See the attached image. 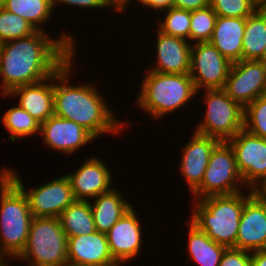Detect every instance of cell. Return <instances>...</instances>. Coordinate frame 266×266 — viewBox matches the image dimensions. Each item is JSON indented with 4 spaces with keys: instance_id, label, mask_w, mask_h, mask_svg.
Masks as SVG:
<instances>
[{
    "instance_id": "7",
    "label": "cell",
    "mask_w": 266,
    "mask_h": 266,
    "mask_svg": "<svg viewBox=\"0 0 266 266\" xmlns=\"http://www.w3.org/2000/svg\"><path fill=\"white\" fill-rule=\"evenodd\" d=\"M235 153L228 141H219L211 151L201 184L191 193L192 200L212 195H230L245 191Z\"/></svg>"
},
{
    "instance_id": "24",
    "label": "cell",
    "mask_w": 266,
    "mask_h": 266,
    "mask_svg": "<svg viewBox=\"0 0 266 266\" xmlns=\"http://www.w3.org/2000/svg\"><path fill=\"white\" fill-rule=\"evenodd\" d=\"M59 220L67 237L96 232L90 201L75 200L60 214Z\"/></svg>"
},
{
    "instance_id": "28",
    "label": "cell",
    "mask_w": 266,
    "mask_h": 266,
    "mask_svg": "<svg viewBox=\"0 0 266 266\" xmlns=\"http://www.w3.org/2000/svg\"><path fill=\"white\" fill-rule=\"evenodd\" d=\"M36 31L24 18L0 6V44L28 37Z\"/></svg>"
},
{
    "instance_id": "22",
    "label": "cell",
    "mask_w": 266,
    "mask_h": 266,
    "mask_svg": "<svg viewBox=\"0 0 266 266\" xmlns=\"http://www.w3.org/2000/svg\"><path fill=\"white\" fill-rule=\"evenodd\" d=\"M187 247L188 256L195 265L219 266L221 257L226 246L210 239L205 232L201 231L189 220Z\"/></svg>"
},
{
    "instance_id": "40",
    "label": "cell",
    "mask_w": 266,
    "mask_h": 266,
    "mask_svg": "<svg viewBox=\"0 0 266 266\" xmlns=\"http://www.w3.org/2000/svg\"><path fill=\"white\" fill-rule=\"evenodd\" d=\"M260 6H266V0H256Z\"/></svg>"
},
{
    "instance_id": "23",
    "label": "cell",
    "mask_w": 266,
    "mask_h": 266,
    "mask_svg": "<svg viewBox=\"0 0 266 266\" xmlns=\"http://www.w3.org/2000/svg\"><path fill=\"white\" fill-rule=\"evenodd\" d=\"M266 45V6L245 18L242 60H262Z\"/></svg>"
},
{
    "instance_id": "34",
    "label": "cell",
    "mask_w": 266,
    "mask_h": 266,
    "mask_svg": "<svg viewBox=\"0 0 266 266\" xmlns=\"http://www.w3.org/2000/svg\"><path fill=\"white\" fill-rule=\"evenodd\" d=\"M210 5V0H173V7L184 10H197Z\"/></svg>"
},
{
    "instance_id": "1",
    "label": "cell",
    "mask_w": 266,
    "mask_h": 266,
    "mask_svg": "<svg viewBox=\"0 0 266 266\" xmlns=\"http://www.w3.org/2000/svg\"><path fill=\"white\" fill-rule=\"evenodd\" d=\"M49 33L37 30L28 37L0 44L1 95L47 79L76 54L73 35L63 32L55 39Z\"/></svg>"
},
{
    "instance_id": "39",
    "label": "cell",
    "mask_w": 266,
    "mask_h": 266,
    "mask_svg": "<svg viewBox=\"0 0 266 266\" xmlns=\"http://www.w3.org/2000/svg\"><path fill=\"white\" fill-rule=\"evenodd\" d=\"M143 1H144V0H134V1H133V0H130V3H131L130 5H132V2H134V3L136 2L135 4H136V7H137V6H139Z\"/></svg>"
},
{
    "instance_id": "36",
    "label": "cell",
    "mask_w": 266,
    "mask_h": 266,
    "mask_svg": "<svg viewBox=\"0 0 266 266\" xmlns=\"http://www.w3.org/2000/svg\"><path fill=\"white\" fill-rule=\"evenodd\" d=\"M105 3L117 13L125 12L130 5V0H104ZM128 5V6H127Z\"/></svg>"
},
{
    "instance_id": "30",
    "label": "cell",
    "mask_w": 266,
    "mask_h": 266,
    "mask_svg": "<svg viewBox=\"0 0 266 266\" xmlns=\"http://www.w3.org/2000/svg\"><path fill=\"white\" fill-rule=\"evenodd\" d=\"M244 129L266 139V97L260 96L244 107Z\"/></svg>"
},
{
    "instance_id": "33",
    "label": "cell",
    "mask_w": 266,
    "mask_h": 266,
    "mask_svg": "<svg viewBox=\"0 0 266 266\" xmlns=\"http://www.w3.org/2000/svg\"><path fill=\"white\" fill-rule=\"evenodd\" d=\"M67 4L66 6H73V8L77 9H110V7L105 3L104 0H52V5H53V9L55 12V9L58 8V6L60 7L61 4ZM58 5V6H57ZM77 7V8H76Z\"/></svg>"
},
{
    "instance_id": "17",
    "label": "cell",
    "mask_w": 266,
    "mask_h": 266,
    "mask_svg": "<svg viewBox=\"0 0 266 266\" xmlns=\"http://www.w3.org/2000/svg\"><path fill=\"white\" fill-rule=\"evenodd\" d=\"M192 133L190 140L182 146L181 163L178 165L191 193L201 184L211 151L219 142L217 138Z\"/></svg>"
},
{
    "instance_id": "10",
    "label": "cell",
    "mask_w": 266,
    "mask_h": 266,
    "mask_svg": "<svg viewBox=\"0 0 266 266\" xmlns=\"http://www.w3.org/2000/svg\"><path fill=\"white\" fill-rule=\"evenodd\" d=\"M228 142L245 186L253 190L266 179V139L242 129Z\"/></svg>"
},
{
    "instance_id": "21",
    "label": "cell",
    "mask_w": 266,
    "mask_h": 266,
    "mask_svg": "<svg viewBox=\"0 0 266 266\" xmlns=\"http://www.w3.org/2000/svg\"><path fill=\"white\" fill-rule=\"evenodd\" d=\"M118 189L115 186L95 197V200H90L95 229L98 232L107 233L134 206Z\"/></svg>"
},
{
    "instance_id": "27",
    "label": "cell",
    "mask_w": 266,
    "mask_h": 266,
    "mask_svg": "<svg viewBox=\"0 0 266 266\" xmlns=\"http://www.w3.org/2000/svg\"><path fill=\"white\" fill-rule=\"evenodd\" d=\"M163 13L165 15L163 18H157V28L162 33L189 41L191 11L171 7L160 14L162 15Z\"/></svg>"
},
{
    "instance_id": "15",
    "label": "cell",
    "mask_w": 266,
    "mask_h": 266,
    "mask_svg": "<svg viewBox=\"0 0 266 266\" xmlns=\"http://www.w3.org/2000/svg\"><path fill=\"white\" fill-rule=\"evenodd\" d=\"M233 248L249 252L266 250V202L254 192L245 200Z\"/></svg>"
},
{
    "instance_id": "12",
    "label": "cell",
    "mask_w": 266,
    "mask_h": 266,
    "mask_svg": "<svg viewBox=\"0 0 266 266\" xmlns=\"http://www.w3.org/2000/svg\"><path fill=\"white\" fill-rule=\"evenodd\" d=\"M143 227L134 206L106 233L113 259L123 266L142 253Z\"/></svg>"
},
{
    "instance_id": "42",
    "label": "cell",
    "mask_w": 266,
    "mask_h": 266,
    "mask_svg": "<svg viewBox=\"0 0 266 266\" xmlns=\"http://www.w3.org/2000/svg\"><path fill=\"white\" fill-rule=\"evenodd\" d=\"M6 0H0V6L5 2Z\"/></svg>"
},
{
    "instance_id": "6",
    "label": "cell",
    "mask_w": 266,
    "mask_h": 266,
    "mask_svg": "<svg viewBox=\"0 0 266 266\" xmlns=\"http://www.w3.org/2000/svg\"><path fill=\"white\" fill-rule=\"evenodd\" d=\"M202 94L206 111L193 132L228 141L244 129V107L224 89H204Z\"/></svg>"
},
{
    "instance_id": "9",
    "label": "cell",
    "mask_w": 266,
    "mask_h": 266,
    "mask_svg": "<svg viewBox=\"0 0 266 266\" xmlns=\"http://www.w3.org/2000/svg\"><path fill=\"white\" fill-rule=\"evenodd\" d=\"M232 62L210 42L191 44L190 72L197 95L204 89H224Z\"/></svg>"
},
{
    "instance_id": "25",
    "label": "cell",
    "mask_w": 266,
    "mask_h": 266,
    "mask_svg": "<svg viewBox=\"0 0 266 266\" xmlns=\"http://www.w3.org/2000/svg\"><path fill=\"white\" fill-rule=\"evenodd\" d=\"M1 6L7 11L21 16L41 31L48 32L45 30L46 22L51 21L54 16L52 0H6Z\"/></svg>"
},
{
    "instance_id": "38",
    "label": "cell",
    "mask_w": 266,
    "mask_h": 266,
    "mask_svg": "<svg viewBox=\"0 0 266 266\" xmlns=\"http://www.w3.org/2000/svg\"><path fill=\"white\" fill-rule=\"evenodd\" d=\"M253 192L264 202H266V179L253 189Z\"/></svg>"
},
{
    "instance_id": "32",
    "label": "cell",
    "mask_w": 266,
    "mask_h": 266,
    "mask_svg": "<svg viewBox=\"0 0 266 266\" xmlns=\"http://www.w3.org/2000/svg\"><path fill=\"white\" fill-rule=\"evenodd\" d=\"M219 266H251V252L233 247L226 248Z\"/></svg>"
},
{
    "instance_id": "18",
    "label": "cell",
    "mask_w": 266,
    "mask_h": 266,
    "mask_svg": "<svg viewBox=\"0 0 266 266\" xmlns=\"http://www.w3.org/2000/svg\"><path fill=\"white\" fill-rule=\"evenodd\" d=\"M68 238V265L120 266L110 252L106 233L94 232Z\"/></svg>"
},
{
    "instance_id": "14",
    "label": "cell",
    "mask_w": 266,
    "mask_h": 266,
    "mask_svg": "<svg viewBox=\"0 0 266 266\" xmlns=\"http://www.w3.org/2000/svg\"><path fill=\"white\" fill-rule=\"evenodd\" d=\"M84 161L75 172L65 175L70 180L75 200L90 201L113 188L114 175L98 156L87 157Z\"/></svg>"
},
{
    "instance_id": "35",
    "label": "cell",
    "mask_w": 266,
    "mask_h": 266,
    "mask_svg": "<svg viewBox=\"0 0 266 266\" xmlns=\"http://www.w3.org/2000/svg\"><path fill=\"white\" fill-rule=\"evenodd\" d=\"M146 7V9H152V11H157L156 13H161L169 8L173 7V0H144L139 7Z\"/></svg>"
},
{
    "instance_id": "2",
    "label": "cell",
    "mask_w": 266,
    "mask_h": 266,
    "mask_svg": "<svg viewBox=\"0 0 266 266\" xmlns=\"http://www.w3.org/2000/svg\"><path fill=\"white\" fill-rule=\"evenodd\" d=\"M75 55L54 74V115L76 122L95 138L123 134L132 122L120 121L107 104L106 95H102L92 82L69 84L76 65Z\"/></svg>"
},
{
    "instance_id": "29",
    "label": "cell",
    "mask_w": 266,
    "mask_h": 266,
    "mask_svg": "<svg viewBox=\"0 0 266 266\" xmlns=\"http://www.w3.org/2000/svg\"><path fill=\"white\" fill-rule=\"evenodd\" d=\"M217 15L209 5L206 8L191 11L189 42H209L215 28Z\"/></svg>"
},
{
    "instance_id": "19",
    "label": "cell",
    "mask_w": 266,
    "mask_h": 266,
    "mask_svg": "<svg viewBox=\"0 0 266 266\" xmlns=\"http://www.w3.org/2000/svg\"><path fill=\"white\" fill-rule=\"evenodd\" d=\"M2 96L19 97L17 105L41 124L54 115V75L38 83L16 87Z\"/></svg>"
},
{
    "instance_id": "13",
    "label": "cell",
    "mask_w": 266,
    "mask_h": 266,
    "mask_svg": "<svg viewBox=\"0 0 266 266\" xmlns=\"http://www.w3.org/2000/svg\"><path fill=\"white\" fill-rule=\"evenodd\" d=\"M42 143L66 155H74L82 147L95 141L96 138L85 128L68 119L50 116L45 122L40 124Z\"/></svg>"
},
{
    "instance_id": "26",
    "label": "cell",
    "mask_w": 266,
    "mask_h": 266,
    "mask_svg": "<svg viewBox=\"0 0 266 266\" xmlns=\"http://www.w3.org/2000/svg\"><path fill=\"white\" fill-rule=\"evenodd\" d=\"M1 121L9 133V141L12 143H16L17 140L22 142V139L40 133V123L17 104L7 109L2 115Z\"/></svg>"
},
{
    "instance_id": "37",
    "label": "cell",
    "mask_w": 266,
    "mask_h": 266,
    "mask_svg": "<svg viewBox=\"0 0 266 266\" xmlns=\"http://www.w3.org/2000/svg\"><path fill=\"white\" fill-rule=\"evenodd\" d=\"M251 266H266V250L251 252Z\"/></svg>"
},
{
    "instance_id": "43",
    "label": "cell",
    "mask_w": 266,
    "mask_h": 266,
    "mask_svg": "<svg viewBox=\"0 0 266 266\" xmlns=\"http://www.w3.org/2000/svg\"><path fill=\"white\" fill-rule=\"evenodd\" d=\"M263 96H265V97H266V88H265V91H264V94H263Z\"/></svg>"
},
{
    "instance_id": "3",
    "label": "cell",
    "mask_w": 266,
    "mask_h": 266,
    "mask_svg": "<svg viewBox=\"0 0 266 266\" xmlns=\"http://www.w3.org/2000/svg\"><path fill=\"white\" fill-rule=\"evenodd\" d=\"M252 193V189H247L245 192L192 200L193 211L189 220L216 243L234 247L245 200Z\"/></svg>"
},
{
    "instance_id": "41",
    "label": "cell",
    "mask_w": 266,
    "mask_h": 266,
    "mask_svg": "<svg viewBox=\"0 0 266 266\" xmlns=\"http://www.w3.org/2000/svg\"><path fill=\"white\" fill-rule=\"evenodd\" d=\"M263 61L266 63V45H265L264 53H263Z\"/></svg>"
},
{
    "instance_id": "8",
    "label": "cell",
    "mask_w": 266,
    "mask_h": 266,
    "mask_svg": "<svg viewBox=\"0 0 266 266\" xmlns=\"http://www.w3.org/2000/svg\"><path fill=\"white\" fill-rule=\"evenodd\" d=\"M18 173L17 170L9 167L8 176L25 193L33 217L59 218L60 214L75 201L70 180L66 175L27 189Z\"/></svg>"
},
{
    "instance_id": "4",
    "label": "cell",
    "mask_w": 266,
    "mask_h": 266,
    "mask_svg": "<svg viewBox=\"0 0 266 266\" xmlns=\"http://www.w3.org/2000/svg\"><path fill=\"white\" fill-rule=\"evenodd\" d=\"M135 104L155 120H161L172 112L183 109L196 99L197 91L189 75L146 71Z\"/></svg>"
},
{
    "instance_id": "5",
    "label": "cell",
    "mask_w": 266,
    "mask_h": 266,
    "mask_svg": "<svg viewBox=\"0 0 266 266\" xmlns=\"http://www.w3.org/2000/svg\"><path fill=\"white\" fill-rule=\"evenodd\" d=\"M68 238L59 218L33 217L27 243L15 259L26 266H67Z\"/></svg>"
},
{
    "instance_id": "31",
    "label": "cell",
    "mask_w": 266,
    "mask_h": 266,
    "mask_svg": "<svg viewBox=\"0 0 266 266\" xmlns=\"http://www.w3.org/2000/svg\"><path fill=\"white\" fill-rule=\"evenodd\" d=\"M210 6L217 16L247 18L260 5L256 0H210Z\"/></svg>"
},
{
    "instance_id": "11",
    "label": "cell",
    "mask_w": 266,
    "mask_h": 266,
    "mask_svg": "<svg viewBox=\"0 0 266 266\" xmlns=\"http://www.w3.org/2000/svg\"><path fill=\"white\" fill-rule=\"evenodd\" d=\"M266 63L262 60H241L232 63L224 90L243 107L264 94Z\"/></svg>"
},
{
    "instance_id": "16",
    "label": "cell",
    "mask_w": 266,
    "mask_h": 266,
    "mask_svg": "<svg viewBox=\"0 0 266 266\" xmlns=\"http://www.w3.org/2000/svg\"><path fill=\"white\" fill-rule=\"evenodd\" d=\"M156 30V63H152L149 70L160 73H189L191 43L183 38L162 33L158 28Z\"/></svg>"
},
{
    "instance_id": "20",
    "label": "cell",
    "mask_w": 266,
    "mask_h": 266,
    "mask_svg": "<svg viewBox=\"0 0 266 266\" xmlns=\"http://www.w3.org/2000/svg\"><path fill=\"white\" fill-rule=\"evenodd\" d=\"M245 18L218 16L210 43L230 62L242 60Z\"/></svg>"
}]
</instances>
